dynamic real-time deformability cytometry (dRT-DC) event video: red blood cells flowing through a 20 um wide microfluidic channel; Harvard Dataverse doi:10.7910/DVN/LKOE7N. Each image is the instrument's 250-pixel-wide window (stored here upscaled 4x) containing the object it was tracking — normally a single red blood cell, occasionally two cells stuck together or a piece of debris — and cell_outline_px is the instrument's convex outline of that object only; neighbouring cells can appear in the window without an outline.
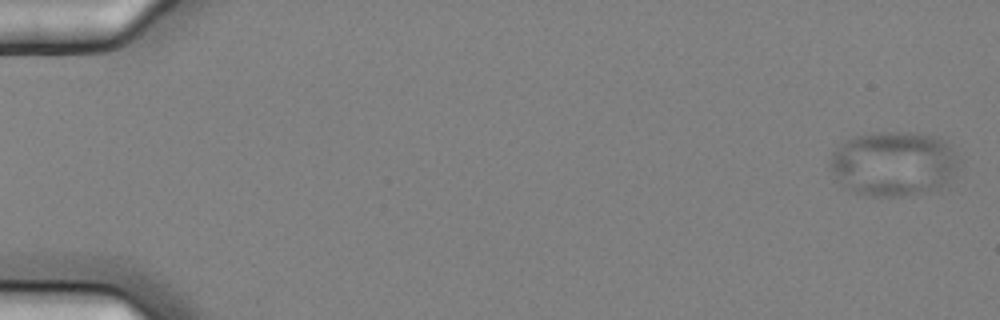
{"species": "common noctule bat (a hibernating species)", "species_latin": "Nyctalus noctula", "temperature_condition": "cold", "stored_images_in_passage": 6, "camera_frame_rate_fps": 3000, "um_per_image_px": 0.085, "animal": {"sex": "female", "body_mass_g": 25.1}, "frame": {"image": 1, "passage_image": 1, "time_ms": 0.0, "image_size_px": [1000, 320], "cell_outline_px": [[960, 168], [956, 176], [948, 188], [904, 196], [868, 196], [856, 192], [848, 188], [832, 176], [828, 168], [828, 164], [832, 152], [840, 144], [856, 136], [872, 132], [916, 132], [940, 136], [948, 140], [952, 144], [960, 164]], "centroid_in_image_um": [76.06, 13.91], "position_along_channel_um": 8.9, "area_um2": 50.34}}